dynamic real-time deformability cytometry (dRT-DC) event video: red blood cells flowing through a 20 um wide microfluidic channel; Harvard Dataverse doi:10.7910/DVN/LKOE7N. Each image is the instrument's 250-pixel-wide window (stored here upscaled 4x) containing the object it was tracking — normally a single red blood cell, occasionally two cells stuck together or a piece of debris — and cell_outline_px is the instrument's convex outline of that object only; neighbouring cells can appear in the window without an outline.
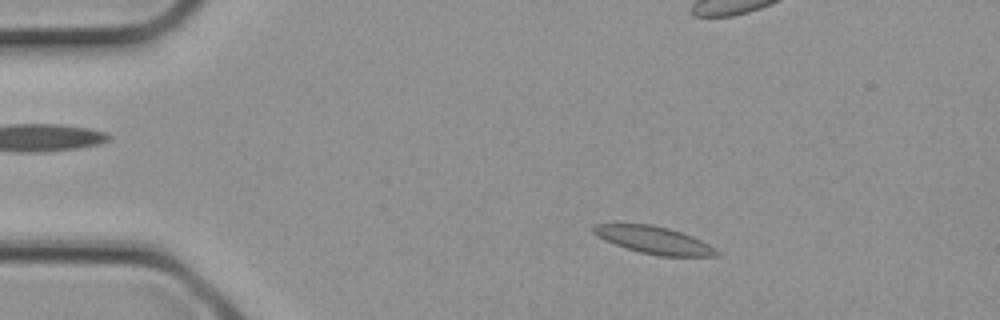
{"species": "common noctule bat (a hibernating species)", "species_latin": "Nyctalus noctula", "temperature_condition": "cold", "stored_images_in_passage": 3, "camera_frame_rate_fps": 3000, "um_per_image_px": 0.085, "animal": {"sex": "female", "body_mass_g": 21.9}, "frame": {"image": 1, "passage_image": 2, "time_ms": 0.333, "image_size_px": [1000, 320], "cell_outline_px": [[720, 256], [660, 256], [640, 252], [604, 240], [596, 236], [592, 232], [592, 224], [612, 220], [616, 220], [652, 224], [668, 228], [692, 236], [716, 248], [720, 252]], "centroid_in_image_um": [55.45, 20.34], "position_along_channel_um": 29.5, "area_um2": 20.46}}